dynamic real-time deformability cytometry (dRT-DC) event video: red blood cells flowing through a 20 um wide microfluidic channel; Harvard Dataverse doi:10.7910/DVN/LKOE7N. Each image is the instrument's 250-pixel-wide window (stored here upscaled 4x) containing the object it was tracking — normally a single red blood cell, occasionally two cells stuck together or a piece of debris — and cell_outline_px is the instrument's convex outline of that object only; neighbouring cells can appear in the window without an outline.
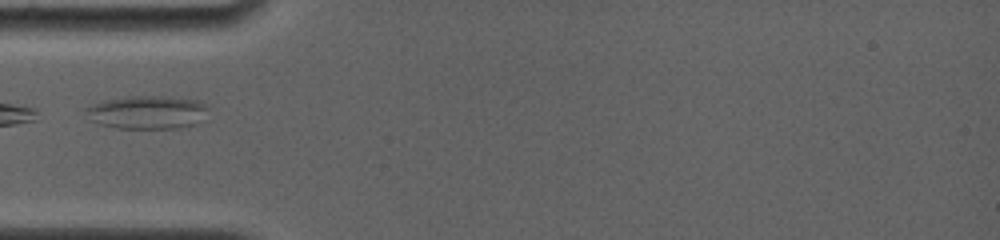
{"species": "common noctule bat (a hibernating species)", "species_latin": "Nyctalus noctula", "temperature_condition": "room temperature", "stored_images_in_passage": 9, "camera_frame_rate_fps": 4000, "um_per_image_px": 0.085, "animal": {"sex": "female", "body_mass_g": 19.0, "forearm_length_mm": 56.7}, "frame": {"image": 1, "passage_image": 1, "time_ms": 0.0, "image_size_px": [1000, 240], "cell_outline_px": [[208, 108], [196, 124], [180, 128], [116, 128], [100, 124], [92, 120], [84, 112], [84, 108], [92, 104], [104, 100], [132, 96], [160, 96], [200, 100]], "centroid_in_image_um": [12.48, 9.54], "position_along_channel_um": 72.5, "area_um2": 23.58}}
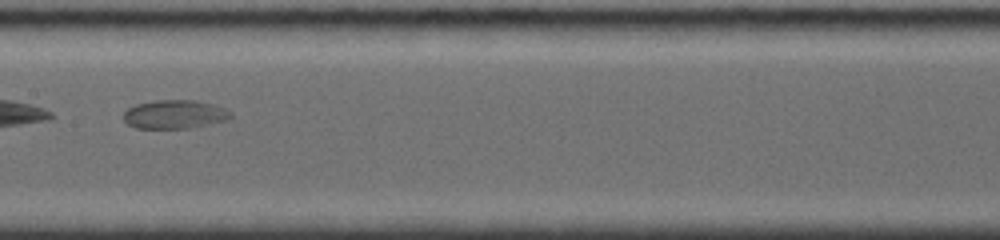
{"frame": {"image": 2, "passage_image": 6, "time_ms": 3.25, "image_size_px": [1000, 240], "cell_outline_px": [[232, 116], [228, 120], [188, 128], [136, 128], [128, 124], [124, 120], [124, 112], [128, 108], [136, 104], [156, 100], [196, 100], [228, 108], [232, 112]], "centroid_in_image_um": [14.88, 9.71], "position_along_channel_um": 192.5, "area_um2": 17.98}}
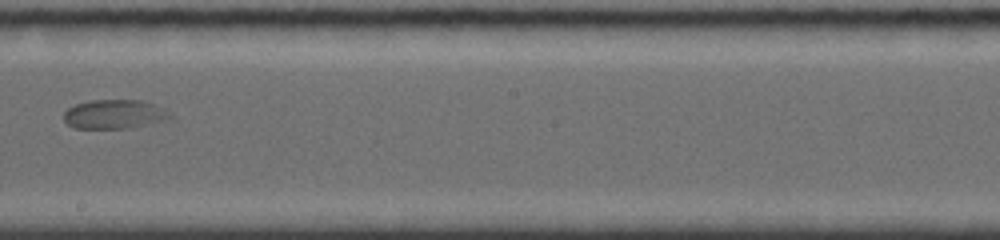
{"frame": {"image": 3, "passage_image": 8, "time_ms": 4.5, "image_size_px": [1000, 240], "cell_outline_px": [[172, 116], [168, 120], [128, 128], [72, 128], [64, 120], [64, 112], [68, 108], [76, 104], [92, 100], [140, 100], [152, 104], [172, 112]], "centroid_in_image_um": [9.73, 9.71], "position_along_channel_um": 238.5, "area_um2": 17.98}}